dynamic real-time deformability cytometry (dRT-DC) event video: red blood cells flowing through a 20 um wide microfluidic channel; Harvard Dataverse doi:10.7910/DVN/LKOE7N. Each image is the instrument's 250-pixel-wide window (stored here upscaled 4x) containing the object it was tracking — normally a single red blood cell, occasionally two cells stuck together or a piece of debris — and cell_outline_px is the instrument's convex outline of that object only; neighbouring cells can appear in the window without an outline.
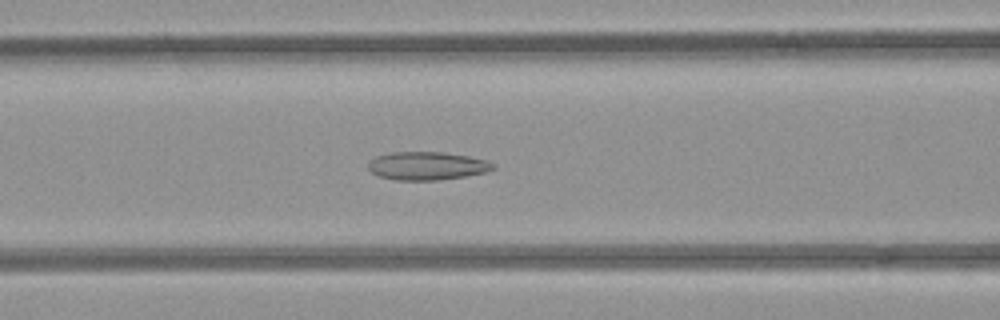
{"species": "common noctule bat (a hibernating species)", "species_latin": "Nyctalus noctula", "temperature_condition": "room temperature", "stored_images_in_passage": 54, "camera_frame_rate_fps": 3000, "um_per_image_px": 0.085, "animal": {"sex": "female", "body_mass_g": 21.9}, "frame": {"image": 1, "passage_image": 22, "time_ms": 7.0, "image_size_px": [1000, 320], "cell_outline_px": [[496, 168], [484, 172], [464, 176], [436, 180], [392, 180], [380, 176], [372, 172], [368, 168], [368, 160], [376, 156], [392, 152], [444, 152], [468, 156], [488, 160], [496, 164]], "centroid_in_image_um": [36.29, 14.09], "position_along_channel_um": 130.3, "area_um2": 20.58}}
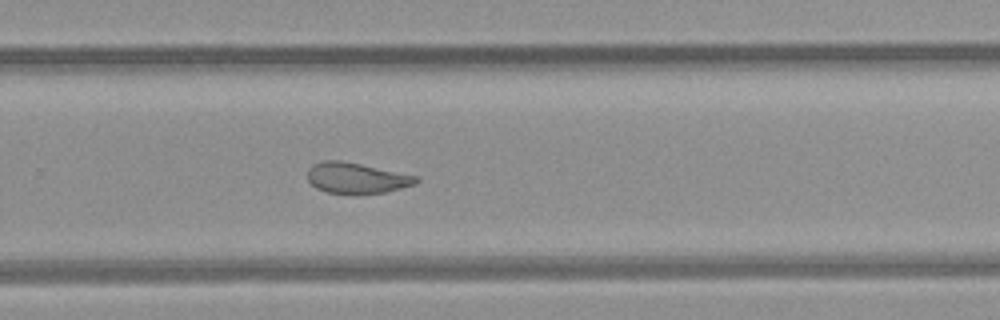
{"frame": {"image": 2, "passage_image": 35, "time_ms": 11.333, "image_size_px": [1000, 320], "cell_outline_px": [[420, 180], [416, 184], [384, 192], [356, 196], [352, 196], [328, 192], [316, 188], [308, 180], [308, 168], [312, 164], [324, 160], [340, 160], [420, 176]], "centroid_in_image_um": [30.31, 15.16], "position_along_channel_um": 299.5, "area_um2": 19.94}}
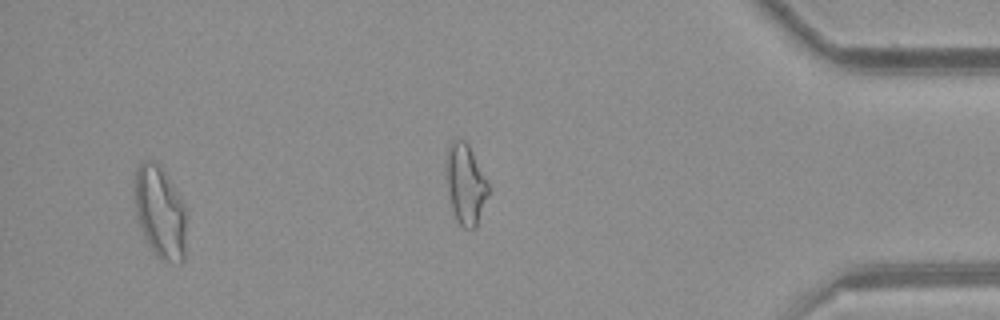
{"frame": {"image": 3, "passage_image": 51, "time_ms": 16.667, "image_size_px": [1000, 320], "cell_outline_px": [[184, 260], [180, 264], [160, 260], [156, 256], [148, 244], [140, 224], [136, 212], [132, 188], [136, 168], [140, 160], [152, 160], [160, 164], [184, 204]], "centroid_in_image_um": [13.55, 17.98], "position_along_channel_um": 421.6, "area_um2": 27.92}, "authors_computed_cell_mechanics": {"area_um2": 22.6576, "velocity_mm_per_s": 3.9153, "shape_relaxation_time_tau1_ms": null, "shape_relaxation_time_tau2_ms": 2.5201, "deformation_change_tau1": null, "deformation_change_tau2": 0.1031}}